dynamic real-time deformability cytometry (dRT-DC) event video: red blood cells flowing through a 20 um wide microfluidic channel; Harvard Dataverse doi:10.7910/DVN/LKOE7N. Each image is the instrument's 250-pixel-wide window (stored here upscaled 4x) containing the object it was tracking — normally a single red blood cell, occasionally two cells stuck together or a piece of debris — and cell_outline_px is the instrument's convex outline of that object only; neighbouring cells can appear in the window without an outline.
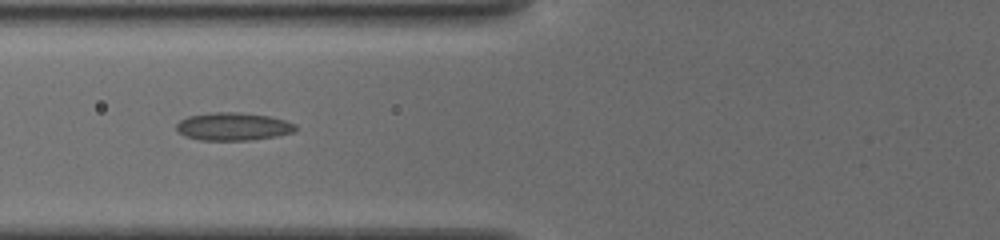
{"species": "common noctule bat (a hibernating species)", "species_latin": "Nyctalus noctula", "temperature_condition": "cold", "stored_images_in_passage": 14, "camera_frame_rate_fps": 3000, "um_per_image_px": 0.085, "animal": {"sex": "female", "body_mass_g": 19.5, "forearm_length_mm": 54.1}, "frame": {"image": 1, "passage_image": 12, "time_ms": 8.0, "image_size_px": [1000, 240], "cell_outline_px": [[296, 132], [276, 136], [252, 140], [200, 140], [184, 136], [176, 128], [176, 124], [180, 120], [188, 116], [208, 112], [240, 112], [268, 116], [284, 120], [296, 124]], "centroid_in_image_um": [19.81, 10.75], "position_along_channel_um": 106.0, "area_um2": 19.48}}
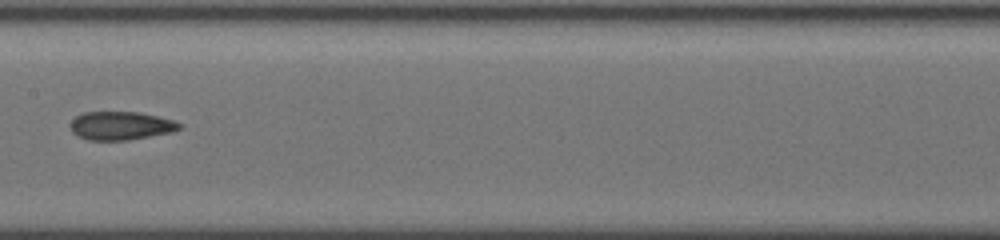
{"frame": {"image": 2, "passage_image": 14, "time_ms": 10.333, "image_size_px": [1000, 240], "cell_outline_px": [[180, 128], [168, 132], [128, 140], [88, 140], [72, 132], [72, 120], [76, 116], [84, 112], [140, 112], [176, 120], [180, 124]], "centroid_in_image_um": [10.27, 10.67], "position_along_channel_um": 197.1, "area_um2": 17.74}}